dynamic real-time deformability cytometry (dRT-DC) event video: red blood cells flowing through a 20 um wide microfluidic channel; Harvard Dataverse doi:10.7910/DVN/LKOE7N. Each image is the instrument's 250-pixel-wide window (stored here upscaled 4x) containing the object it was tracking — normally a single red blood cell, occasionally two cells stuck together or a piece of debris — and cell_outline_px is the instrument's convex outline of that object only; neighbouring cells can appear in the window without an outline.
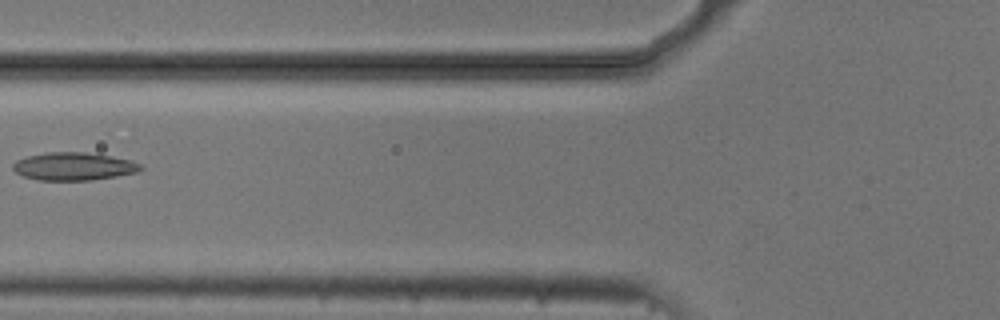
{"species": "common noctule bat (a hibernating species)", "species_latin": "Nyctalus noctula", "temperature_condition": "cold", "stored_images_in_passage": 6, "camera_frame_rate_fps": 3000, "um_per_image_px": 0.085, "animal": {"sex": "male", "body_mass_g": 20.5, "forearm_length_mm": 52.5}, "frame": {"image": 1, "passage_image": 6, "time_ms": 1.667, "image_size_px": [1000, 320], "cell_outline_px": [[144, 168], [136, 172], [116, 176], [92, 180], [36, 180], [24, 176], [16, 172], [12, 168], [12, 164], [16, 160], [28, 156], [44, 152], [84, 152], [112, 156], [132, 160], [140, 164]], "centroid_in_image_um": [6.25, 14.14], "position_along_channel_um": 119.5, "area_um2": 20.81}}